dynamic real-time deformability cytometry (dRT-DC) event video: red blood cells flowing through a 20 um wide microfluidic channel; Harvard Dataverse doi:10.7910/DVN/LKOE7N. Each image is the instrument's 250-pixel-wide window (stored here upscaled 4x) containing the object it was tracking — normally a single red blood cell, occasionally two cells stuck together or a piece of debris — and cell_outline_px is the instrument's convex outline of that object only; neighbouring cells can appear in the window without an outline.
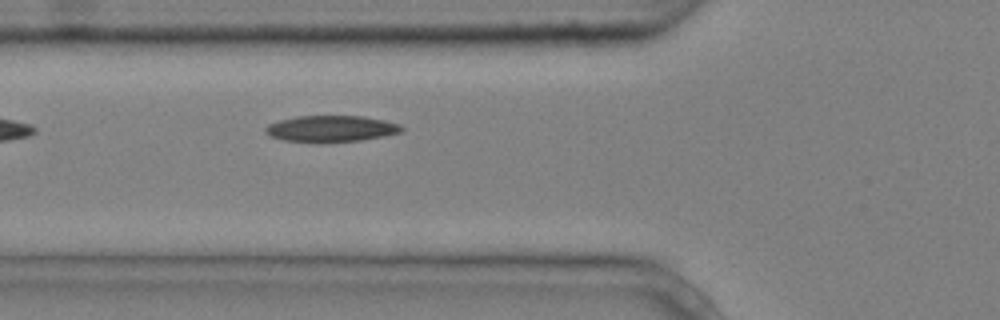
{"species": "common noctule bat (a hibernating species)", "species_latin": "Nyctalus noctula", "temperature_condition": "cold", "stored_images_in_passage": 2, "camera_frame_rate_fps": 3000, "um_per_image_px": 0.085, "animal": {"sex": "male", "body_mass_g": 20.4}, "frame": {"image": 1, "passage_image": 2, "time_ms": 0.333, "image_size_px": [1000, 320], "cell_outline_px": [[404, 128], [400, 132], [384, 136], [360, 140], [284, 140], [272, 136], [264, 132], [264, 128], [268, 124], [280, 120], [296, 116], [364, 116], [384, 120], [400, 124]], "centroid_in_image_um": [28.17, 10.89], "position_along_channel_um": 97.6, "area_um2": 20.11}}